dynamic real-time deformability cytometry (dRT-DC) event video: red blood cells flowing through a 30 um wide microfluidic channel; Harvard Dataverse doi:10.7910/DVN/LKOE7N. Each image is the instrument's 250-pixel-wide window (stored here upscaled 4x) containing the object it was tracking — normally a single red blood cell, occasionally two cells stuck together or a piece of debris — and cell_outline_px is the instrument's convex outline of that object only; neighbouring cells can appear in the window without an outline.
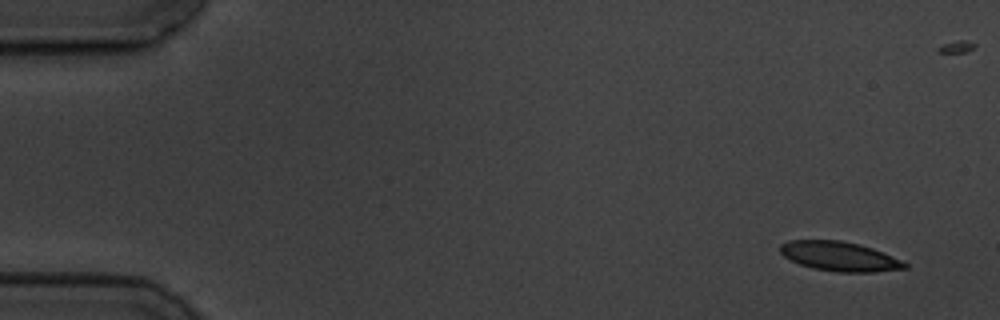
{"species": "common noctule bat (a hibernating species)", "species_latin": "Nyctalus noctula", "temperature_condition": "cold", "stored_images_in_passage": 5, "camera_frame_rate_fps": 3000, "um_per_image_px": 0.085, "animal": {"sex": "male", "body_mass_g": 19.5, "forearm_length_mm": 54.6}, "frame": {"image": 1, "passage_image": 1, "time_ms": 0.0, "image_size_px": [1000, 320], "cell_outline_px": [[908, 268], [872, 272], [836, 272], [812, 268], [800, 264], [784, 256], [780, 252], [780, 244], [788, 240], [840, 240], [860, 244], [872, 248], [904, 260], [908, 264]], "centroid_in_image_um": [71.39, 21.79], "position_along_channel_um": 13.6, "area_um2": 21.5}}
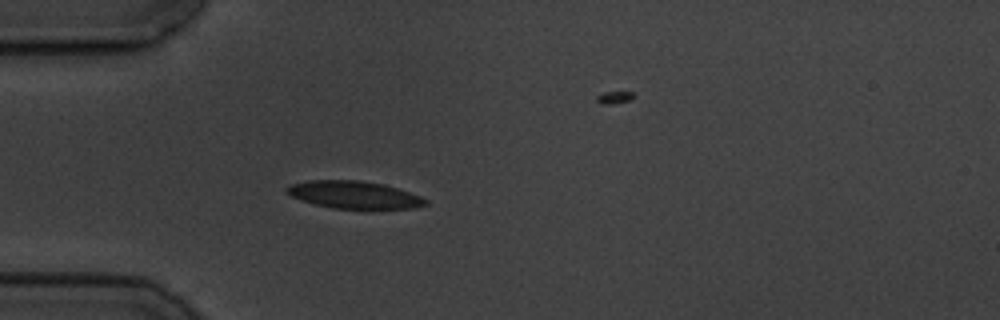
{"frame": {"image": 2, "passage_image": 4, "time_ms": 4.333, "image_size_px": [1000, 320], "cell_outline_px": [[428, 204], [412, 208], [332, 208], [300, 200], [284, 192], [284, 188], [292, 184], [308, 180], [360, 180], [384, 184], [420, 196], [428, 200]], "centroid_in_image_um": [30.06, 16.54], "position_along_channel_um": 54.9, "area_um2": 22.02}}